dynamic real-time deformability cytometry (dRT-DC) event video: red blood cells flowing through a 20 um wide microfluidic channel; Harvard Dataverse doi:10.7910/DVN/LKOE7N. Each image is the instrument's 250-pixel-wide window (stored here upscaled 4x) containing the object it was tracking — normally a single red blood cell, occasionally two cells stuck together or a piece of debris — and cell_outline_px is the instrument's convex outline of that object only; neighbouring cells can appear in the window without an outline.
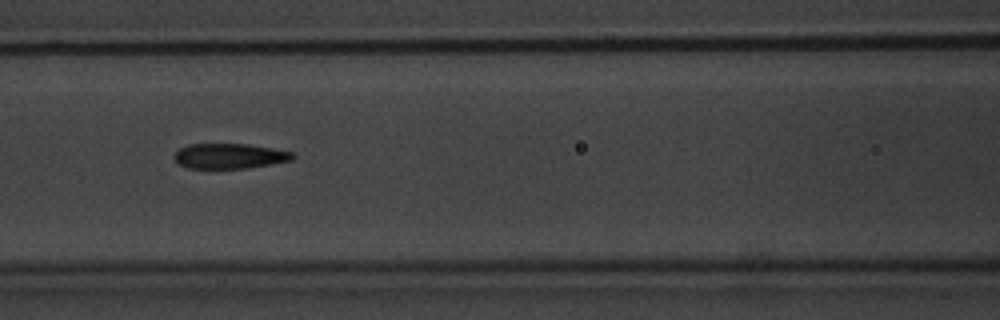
{"species": "common noctule bat (a hibernating species)", "species_latin": "Nyctalus noctula", "temperature_condition": "warm", "stored_images_in_passage": 9, "camera_frame_rate_fps": 3000, "um_per_image_px": 0.085, "animal": {"sex": "male", "body_mass_g": 20.1, "forearm_length_mm": 53.5}, "frame": {"image": 1, "passage_image": 8, "time_ms": 9.0, "image_size_px": [1000, 320], "cell_outline_px": [[296, 156], [292, 160], [272, 164], [248, 168], [188, 168], [180, 164], [172, 156], [180, 148], [188, 144], [248, 144], [272, 148], [292, 152]], "centroid_in_image_um": [19.52, 13.26], "position_along_channel_um": 147.1, "area_um2": 17.34}}